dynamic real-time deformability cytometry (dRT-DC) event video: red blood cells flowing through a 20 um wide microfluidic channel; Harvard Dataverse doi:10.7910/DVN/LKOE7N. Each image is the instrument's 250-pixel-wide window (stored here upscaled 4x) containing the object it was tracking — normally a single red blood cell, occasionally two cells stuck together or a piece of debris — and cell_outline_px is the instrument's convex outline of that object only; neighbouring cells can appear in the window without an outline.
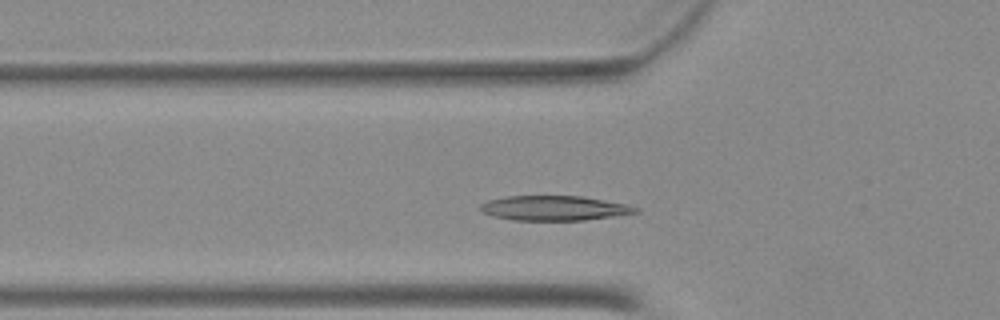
{"species": "Egyptian fruit bat (a non-hibernating species)", "species_latin": "Rousettus aegyptiacus", "temperature_condition": "warm", "stored_images_in_passage": 39, "camera_frame_rate_fps": 3000, "um_per_image_px": 0.085, "animal": {"sex": "female"}, "frame": {"image": 1, "passage_image": 9, "time_ms": 2.667, "image_size_px": [1000, 320], "cell_outline_px": [[640, 212], [584, 220], [512, 220], [492, 216], [484, 212], [480, 208], [480, 204], [488, 200], [508, 196], [580, 196], [628, 204], [640, 208]], "centroid_in_image_um": [47.12, 17.69], "position_along_channel_um": 78.7, "area_um2": 22.31}}
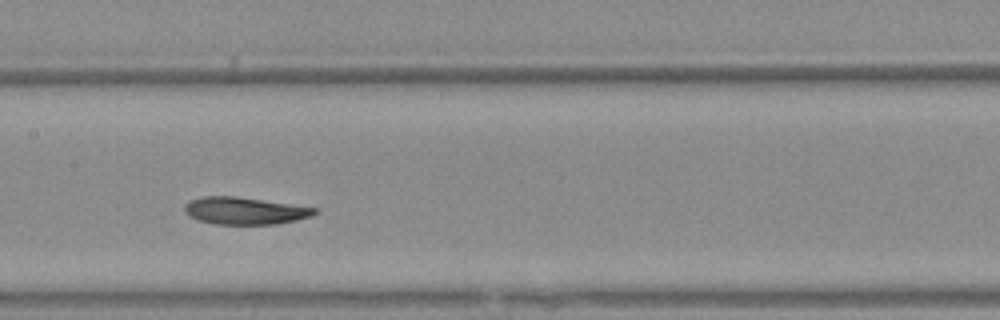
{"frame": {"image": 2, "passage_image": 17, "time_ms": 5.333, "image_size_px": [1000, 320], "cell_outline_px": [[316, 212], [312, 216], [296, 220], [276, 224], [216, 224], [200, 220], [188, 216], [184, 212], [184, 204], [188, 200], [204, 196], [236, 196], [316, 208]], "centroid_in_image_um": [20.75, 17.91], "position_along_channel_um": 186.7, "area_um2": 20.52}}
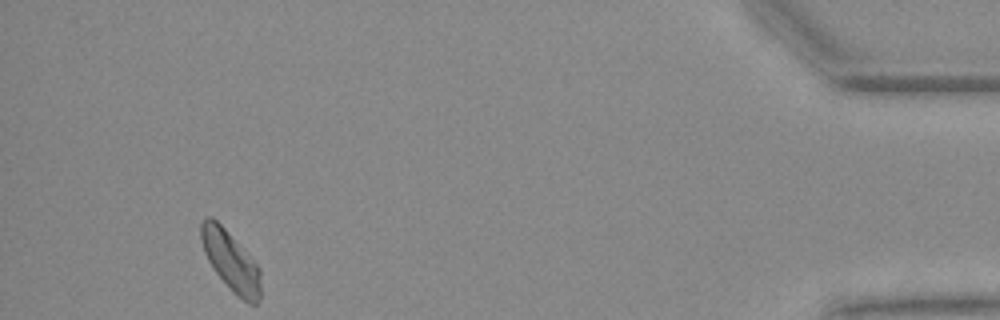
{"frame": {"image": 3, "passage_image": 39, "time_ms": 12.667, "image_size_px": [1000, 320], "cell_outline_px": [[260, 300], [256, 304], [248, 304], [216, 272], [208, 260], [204, 252], [200, 240], [200, 224], [204, 216], [212, 216], [224, 228], [260, 268]], "centroid_in_image_um": [19.59, 22.14], "position_along_channel_um": 415.6, "area_um2": 20.17}}